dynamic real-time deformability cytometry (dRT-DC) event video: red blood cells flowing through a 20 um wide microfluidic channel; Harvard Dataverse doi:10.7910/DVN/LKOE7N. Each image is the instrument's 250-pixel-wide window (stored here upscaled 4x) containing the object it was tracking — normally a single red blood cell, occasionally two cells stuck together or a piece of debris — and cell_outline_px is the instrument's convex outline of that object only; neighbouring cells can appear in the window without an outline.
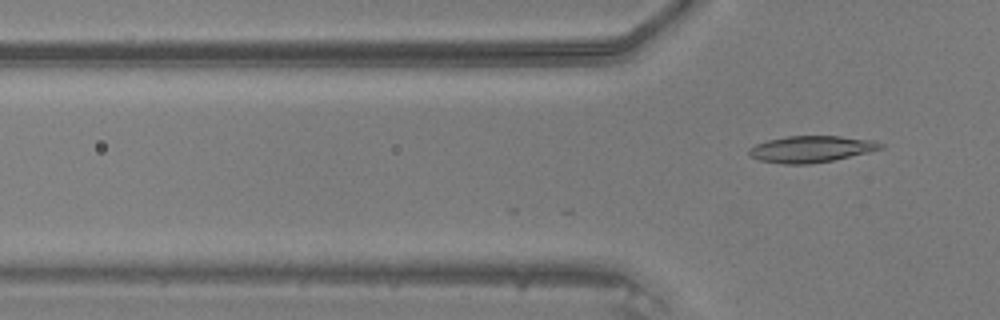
{"species": "common noctule bat (a hibernating species)", "species_latin": "Nyctalus noctula", "temperature_condition": "warm", "stored_images_in_passage": 8, "camera_frame_rate_fps": 3000, "um_per_image_px": 0.085, "animal": {"sex": "male", "body_mass_g": 20.5, "forearm_length_mm": 52.5}, "frame": {"image": 1, "passage_image": 8, "time_ms": 2.333, "image_size_px": [1000, 320], "cell_outline_px": [[884, 148], [868, 152], [832, 160], [808, 164], [784, 164], [760, 160], [748, 156], [748, 148], [756, 144], [768, 140], [788, 136], [840, 136], [876, 140], [884, 144]], "centroid_in_image_um": [68.95, 12.66], "position_along_channel_um": 56.8, "area_um2": 20.35}}